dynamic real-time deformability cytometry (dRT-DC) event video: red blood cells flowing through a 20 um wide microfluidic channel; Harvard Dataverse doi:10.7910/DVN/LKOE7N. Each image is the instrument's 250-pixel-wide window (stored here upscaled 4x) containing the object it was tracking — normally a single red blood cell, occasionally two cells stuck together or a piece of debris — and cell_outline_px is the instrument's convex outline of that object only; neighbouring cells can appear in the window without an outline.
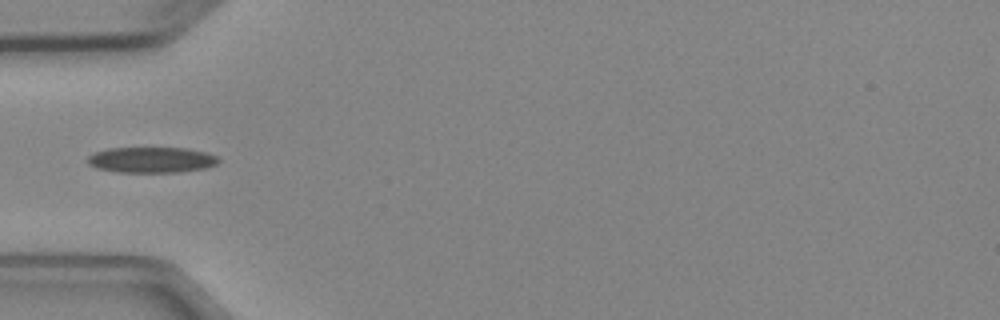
{"species": "Egyptian fruit bat (a non-hibernating species)", "species_latin": "Rousettus aegyptiacus", "temperature_condition": "cold", "stored_images_in_passage": 6, "camera_frame_rate_fps": 3000, "um_per_image_px": 0.085, "animal": {"sex": "female"}, "frame": {"image": 1, "passage_image": 5, "time_ms": 4.667, "image_size_px": [1000, 320], "cell_outline_px": [[220, 160], [216, 164], [208, 168], [180, 172], [116, 172], [96, 168], [88, 164], [88, 156], [96, 152], [108, 148], [188, 148], [208, 152], [216, 156]], "centroid_in_image_um": [12.91, 13.59], "position_along_channel_um": 72.1, "area_um2": 19.77}}